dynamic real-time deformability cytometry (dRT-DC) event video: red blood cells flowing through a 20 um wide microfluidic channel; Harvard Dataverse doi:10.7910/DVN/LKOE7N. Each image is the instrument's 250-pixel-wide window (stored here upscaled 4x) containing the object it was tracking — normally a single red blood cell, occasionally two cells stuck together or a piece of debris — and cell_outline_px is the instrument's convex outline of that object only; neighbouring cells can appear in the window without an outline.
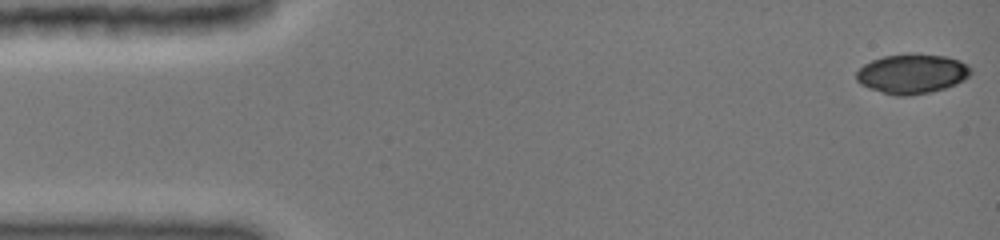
{"species": "common noctule bat (a hibernating species)", "species_latin": "Nyctalus noctula", "temperature_condition": "cold", "stored_images_in_passage": 14, "camera_frame_rate_fps": 3000, "um_per_image_px": 0.085, "animal": {"sex": "female", "body_mass_g": 19.0, "forearm_length_mm": 51.5}, "frame": {"image": 1, "passage_image": 1, "time_ms": 0.0, "image_size_px": [1000, 240], "cell_outline_px": [[972, 72], [964, 80], [956, 84], [944, 88], [928, 92], [908, 96], [896, 96], [868, 88], [860, 84], [856, 80], [856, 72], [864, 64], [872, 60], [884, 56], [944, 56], [960, 60], [968, 64], [972, 68]], "centroid_in_image_um": [77.52, 6.31], "position_along_channel_um": 7.5, "area_um2": 25.84}}
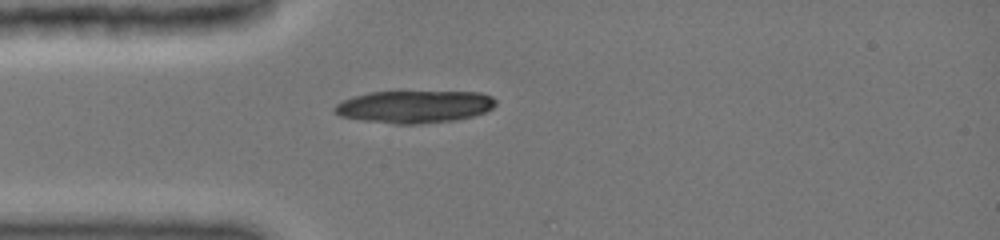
{"frame": {"image": 2, "passage_image": 10, "time_ms": 4.0, "image_size_px": [1000, 240], "cell_outline_px": [[496, 104], [492, 108], [484, 112], [472, 116], [452, 120], [420, 124], [396, 124], [364, 120], [340, 116], [332, 108], [336, 104], [344, 100], [356, 96], [372, 92], [480, 92], [492, 96], [496, 100]], "centroid_in_image_um": [35.25, 9.07], "position_along_channel_um": 49.8, "area_um2": 30.11}}
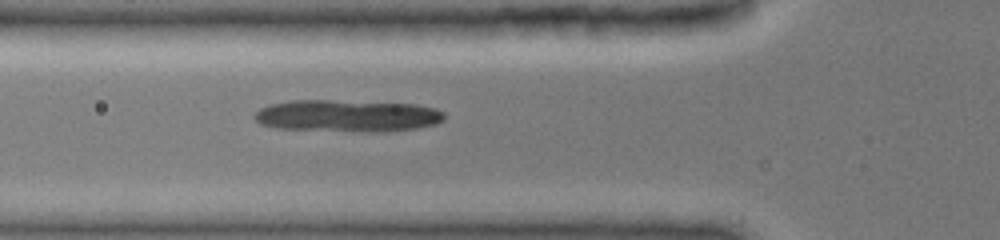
{"frame": {"image": 3, "passage_image": 13, "time_ms": 5.333, "image_size_px": [1000, 240], "cell_outline_px": [[444, 120], [436, 124], [416, 128], [388, 132], [364, 132], [280, 128], [260, 124], [252, 116], [260, 108], [272, 104], [292, 100], [328, 100], [416, 104], [436, 108], [444, 112]], "centroid_in_image_um": [29.56, 9.85], "position_along_channel_um": 96.2, "area_um2": 35.55}}